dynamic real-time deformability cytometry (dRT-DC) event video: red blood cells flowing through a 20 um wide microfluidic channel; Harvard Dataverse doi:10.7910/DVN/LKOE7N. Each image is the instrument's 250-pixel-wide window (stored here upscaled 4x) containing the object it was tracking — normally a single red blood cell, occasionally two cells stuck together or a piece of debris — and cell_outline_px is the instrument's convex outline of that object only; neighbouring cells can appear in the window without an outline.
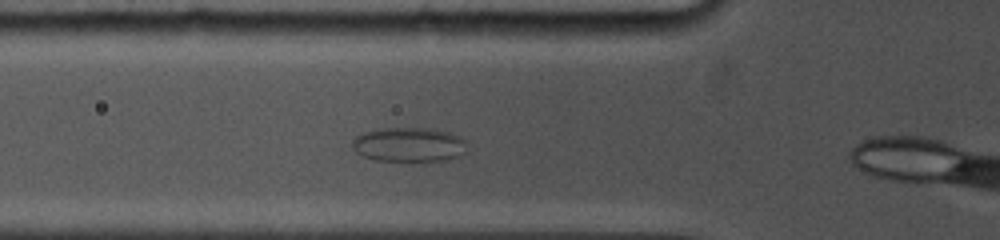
{"species": "common noctule bat (a hibernating species)", "species_latin": "Nyctalus noctula", "temperature_condition": "cold", "stored_images_in_passage": 5, "camera_frame_rate_fps": 5000, "um_per_image_px": 0.085, "animal": {"sex": "female", "body_mass_g": 19.0, "forearm_length_mm": 53.3}, "frame": {"image": 1, "passage_image": 4, "time_ms": 2.0, "image_size_px": [1000, 240], "cell_outline_px": [[464, 152], [460, 156], [452, 160], [376, 160], [364, 156], [356, 152], [352, 148], [352, 140], [360, 132], [380, 128], [428, 128], [448, 132], [460, 136], [464, 140]], "centroid_in_image_um": [34.72, 12.28], "position_along_channel_um": 91.1, "area_um2": 22.95}}